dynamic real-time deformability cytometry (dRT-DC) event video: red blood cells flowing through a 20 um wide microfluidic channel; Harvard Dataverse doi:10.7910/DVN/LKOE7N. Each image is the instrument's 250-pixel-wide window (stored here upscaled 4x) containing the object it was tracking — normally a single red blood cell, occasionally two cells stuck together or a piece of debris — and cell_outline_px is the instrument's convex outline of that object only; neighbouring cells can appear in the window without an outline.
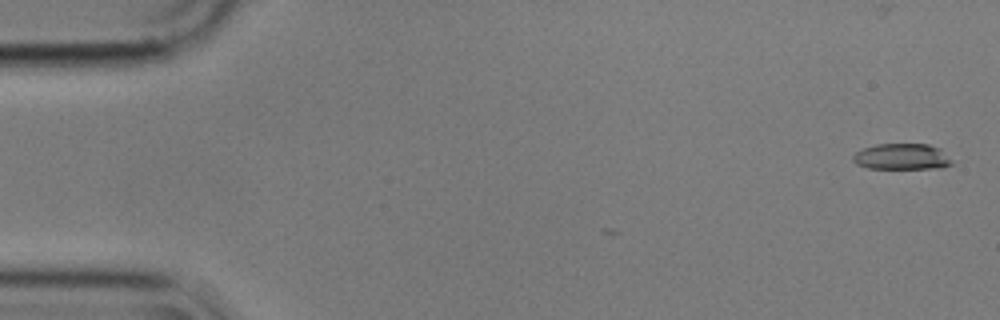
{"species": "common noctule bat (a hibernating species)", "species_latin": "Nyctalus noctula", "temperature_condition": "cold", "stored_images_in_passage": 5, "camera_frame_rate_fps": 3000, "um_per_image_px": 0.085, "animal": {"sex": "male", "body_mass_g": 17.9}, "frame": {"image": 1, "passage_image": 1, "time_ms": 0.0, "image_size_px": [1000, 320], "cell_outline_px": [[952, 164], [944, 168], [868, 168], [856, 164], [852, 160], [852, 156], [856, 152], [864, 148], [876, 144], [928, 144], [940, 148], [952, 160]], "centroid_in_image_um": [76.67, 13.31], "position_along_channel_um": 8.3, "area_um2": 15.03}}
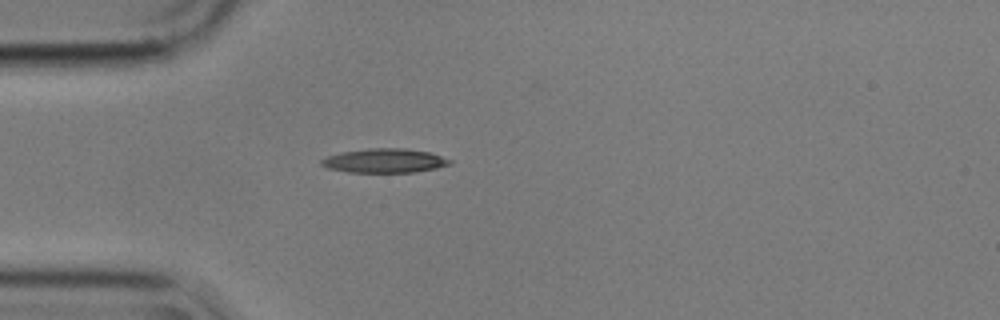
{"frame": {"image": 2, "passage_image": 5, "time_ms": 1.333, "image_size_px": [1000, 320], "cell_outline_px": [[452, 164], [436, 168], [416, 172], [348, 172], [328, 168], [320, 164], [320, 160], [328, 156], [340, 152], [368, 148], [404, 148], [428, 152], [452, 160]], "centroid_in_image_um": [32.68, 13.66], "position_along_channel_um": 52.3, "area_um2": 18.03}}